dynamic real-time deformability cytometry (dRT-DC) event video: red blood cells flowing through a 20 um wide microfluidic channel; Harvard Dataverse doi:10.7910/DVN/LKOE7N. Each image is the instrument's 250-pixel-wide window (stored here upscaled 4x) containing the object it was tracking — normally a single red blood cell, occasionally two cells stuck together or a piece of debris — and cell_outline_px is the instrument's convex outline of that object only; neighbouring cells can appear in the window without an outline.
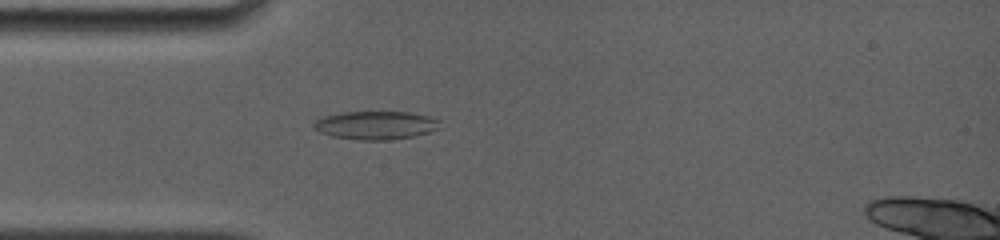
{"species": "common noctule bat (a hibernating species)", "species_latin": "Nyctalus noctula", "temperature_condition": "room temperature", "stored_images_in_passage": 68, "camera_frame_rate_fps": 4000, "um_per_image_px": 0.085, "animal": {"sex": "female", "body_mass_g": 19.0, "forearm_length_mm": 56.7}, "frame": {"image": 1, "passage_image": 2, "time_ms": 0.25, "image_size_px": [1000, 240], "cell_outline_px": [[440, 128], [428, 132], [412, 136], [388, 140], [360, 140], [332, 136], [320, 132], [312, 128], [312, 124], [316, 120], [324, 116], [340, 112], [408, 112], [428, 116], [440, 120]], "centroid_in_image_um": [31.91, 10.64], "position_along_channel_um": 53.1, "area_um2": 20.81}}
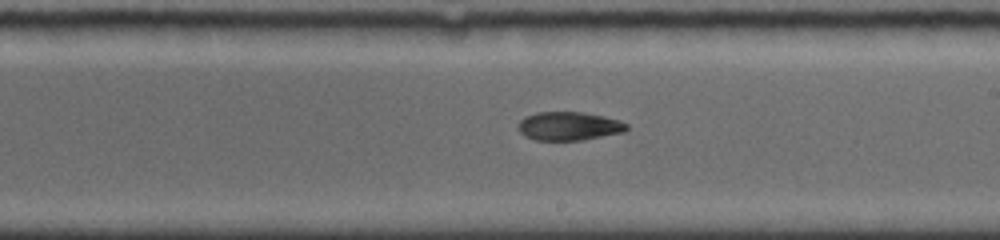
{"frame": {"image": 2, "passage_image": 38, "time_ms": 5.25, "image_size_px": [1000, 240], "cell_outline_px": [[628, 128], [624, 132], [584, 140], [532, 140], [524, 136], [516, 128], [520, 120], [524, 116], [536, 112], [584, 112], [604, 116], [620, 120], [628, 124]], "centroid_in_image_um": [48.34, 10.72], "position_along_channel_um": 240.7, "area_um2": 18.38}}
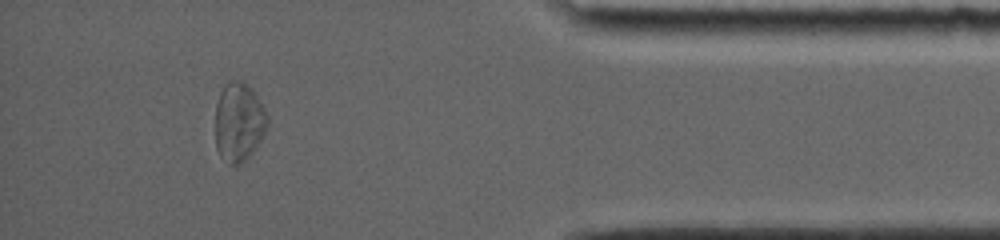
{"frame": {"image": 3, "passage_image": 62, "time_ms": 10.5, "image_size_px": [1000, 240], "cell_outline_px": [[268, 124], [260, 140], [252, 152], [240, 164], [228, 164], [220, 156], [216, 148], [216, 104], [220, 92], [224, 84], [228, 80], [244, 80], [252, 88], [264, 108], [268, 116]], "centroid_in_image_um": [20.29, 10.33], "position_along_channel_um": 414.9, "area_um2": 24.04}, "authors_computed_cell_mechanics": {"area_um2": 19.074, "velocity_mm_per_s": 3.8311, "shape_relaxation_time_tau1_ms": null, "shape_relaxation_time_tau2_ms": 4.5462, "deformation_change_tau1": null, "deformation_change_tau2": 0.1038}}